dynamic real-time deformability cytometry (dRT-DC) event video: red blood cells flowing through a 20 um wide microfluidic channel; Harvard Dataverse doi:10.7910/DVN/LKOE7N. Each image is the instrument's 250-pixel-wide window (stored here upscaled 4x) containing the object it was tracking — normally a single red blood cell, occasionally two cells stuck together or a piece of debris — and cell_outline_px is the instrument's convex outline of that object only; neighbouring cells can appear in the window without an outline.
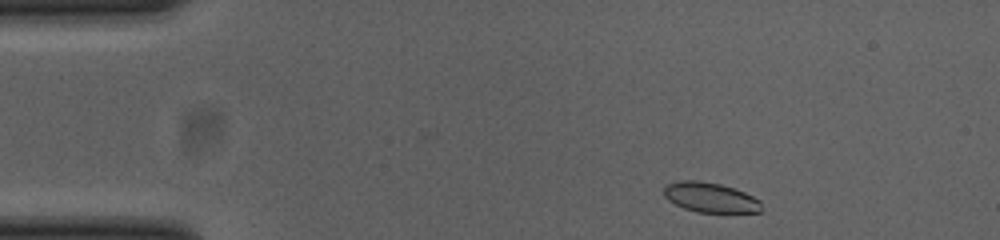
{"species": "common noctule bat (a hibernating species)", "species_latin": "Nyctalus noctula", "temperature_condition": "cold", "stored_images_in_passage": 47, "camera_frame_rate_fps": 3000, "um_per_image_px": 0.085, "animal": {"sex": "female", "body_mass_g": 23.0, "forearm_length_mm": 53.4}, "frame": {"image": 1, "passage_image": 2, "time_ms": 0.333, "image_size_px": [1000, 240], "cell_outline_px": [[760, 212], [696, 212], [684, 208], [668, 200], [664, 196], [664, 184], [680, 180], [700, 180], [720, 184], [736, 188], [760, 200]], "centroid_in_image_um": [60.34, 16.76], "position_along_channel_um": 24.7, "area_um2": 17.05}}
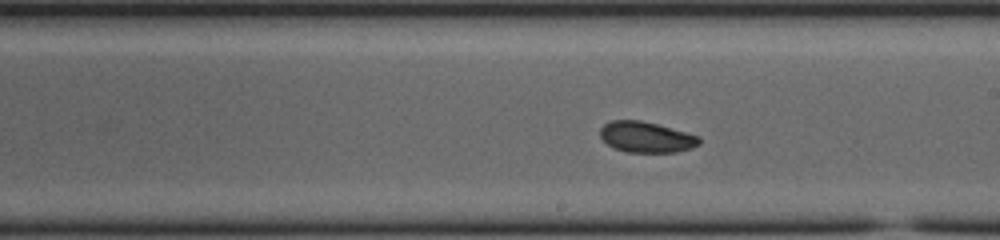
{"frame": {"image": 2, "passage_image": 24, "time_ms": 7.667, "image_size_px": [1000, 240], "cell_outline_px": [[700, 144], [692, 148], [676, 152], [624, 152], [612, 148], [600, 136], [600, 128], [604, 124], [612, 120], [640, 120], [656, 124], [700, 136]], "centroid_in_image_um": [54.92, 11.66], "position_along_channel_um": 234.1, "area_um2": 17.8}}
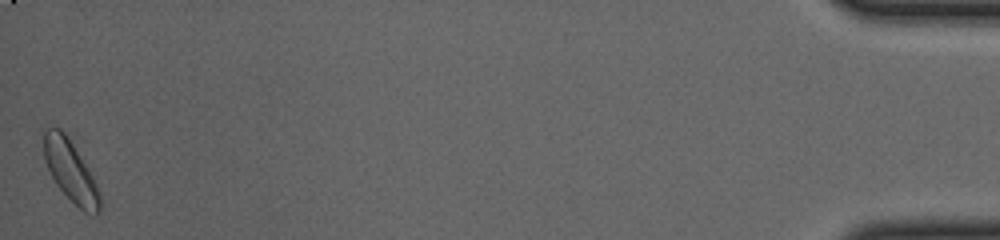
{"frame": {"image": 3, "passage_image": 47, "time_ms": 15.333, "image_size_px": [1000, 240], "cell_outline_px": [[100, 212], [84, 212], [56, 184], [48, 168], [44, 156], [44, 132], [48, 128], [60, 128], [68, 136], [92, 176], [100, 196]], "centroid_in_image_um": [5.98, 14.5], "position_along_channel_um": 429.2, "area_um2": 19.13}, "authors_computed_cell_mechanics": {"area_um2": 18.3226, "velocity_mm_per_s": 3.8273, "shape_relaxation_time_tau1_ms": 2.5196, "shape_relaxation_time_tau2_ms": 3.5955, "deformation_change_tau1": 0.0664, "deformation_change_tau2": 0.0576}}